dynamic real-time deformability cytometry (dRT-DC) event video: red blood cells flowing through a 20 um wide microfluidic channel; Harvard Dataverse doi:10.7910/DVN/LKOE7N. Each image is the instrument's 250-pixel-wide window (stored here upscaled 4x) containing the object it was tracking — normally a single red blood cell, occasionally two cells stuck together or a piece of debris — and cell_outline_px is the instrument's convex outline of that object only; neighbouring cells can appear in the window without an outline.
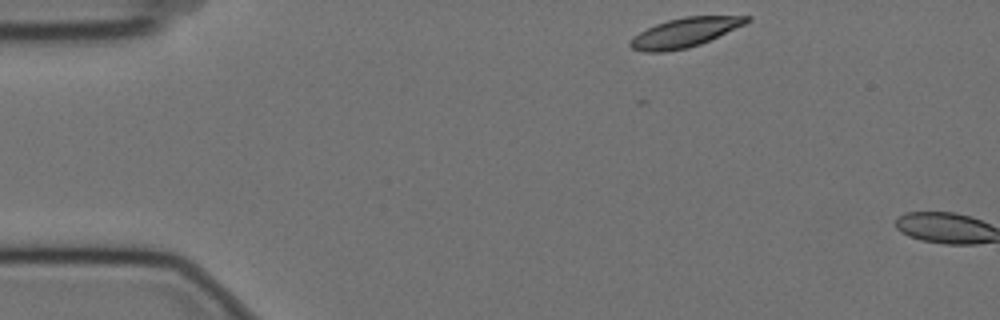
{"species": "Egyptian fruit bat (a non-hibernating species)", "species_latin": "Rousettus aegyptiacus", "temperature_condition": "cold", "stored_images_in_passage": 3, "camera_frame_rate_fps": 3000, "um_per_image_px": 0.085, "animal": {"sex": "female"}, "frame": {"image": 1, "passage_image": 1, "time_ms": 0.0, "image_size_px": [1000, 320], "cell_outline_px": [[752, 20], [744, 24], [700, 44], [688, 48], [664, 52], [644, 52], [632, 48], [628, 44], [632, 36], [656, 24], [668, 20], [684, 16], [752, 16]], "centroid_in_image_um": [58.18, 2.76], "position_along_channel_um": 26.8, "area_um2": 19.71}}